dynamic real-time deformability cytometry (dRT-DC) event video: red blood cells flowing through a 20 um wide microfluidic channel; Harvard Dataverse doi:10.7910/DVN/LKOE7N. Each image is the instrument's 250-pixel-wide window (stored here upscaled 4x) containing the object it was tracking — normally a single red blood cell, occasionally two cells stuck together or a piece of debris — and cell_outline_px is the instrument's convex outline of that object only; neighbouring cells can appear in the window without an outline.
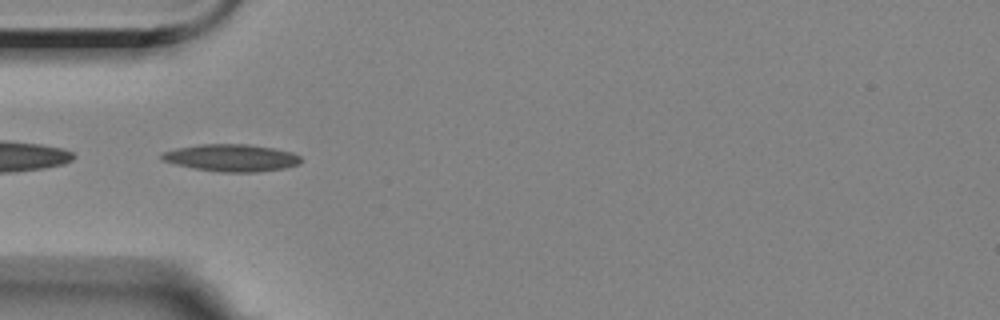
{"species": "Egyptian fruit bat (a non-hibernating species)", "species_latin": "Rousettus aegyptiacus", "temperature_condition": "room temperature", "stored_images_in_passage": 41, "camera_frame_rate_fps": 3000, "um_per_image_px": 0.085, "animal": {"sex": "female"}, "frame": {"image": 1, "passage_image": 1, "time_ms": 0.0, "image_size_px": [1000, 320], "cell_outline_px": [[304, 160], [300, 164], [284, 168], [256, 172], [220, 172], [192, 168], [160, 160], [160, 152], [176, 148], [200, 144], [248, 144], [272, 148], [292, 152], [300, 156]], "centroid_in_image_um": [19.65, 13.41], "position_along_channel_um": 65.3, "area_um2": 22.25}}
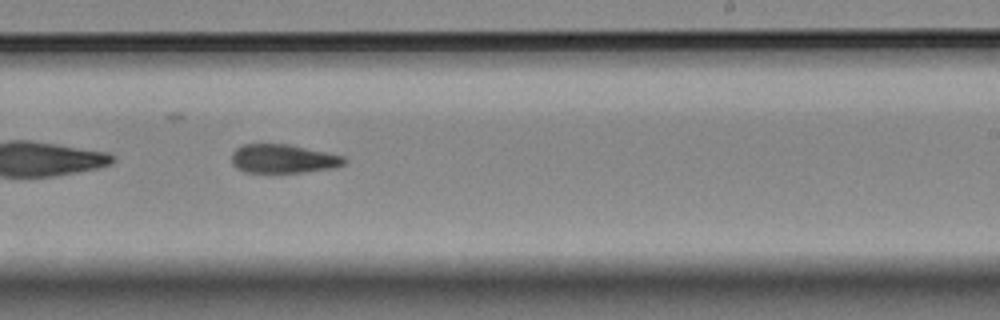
{"frame": {"image": 2, "passage_image": 18, "time_ms": 5.667, "image_size_px": [1000, 320], "cell_outline_px": [[348, 160], [344, 164], [336, 168], [304, 172], [244, 172], [236, 168], [232, 164], [232, 152], [236, 148], [244, 144], [288, 144], [344, 156]], "centroid_in_image_um": [24.08, 13.5], "position_along_channel_um": 264.9, "area_um2": 18.96}}
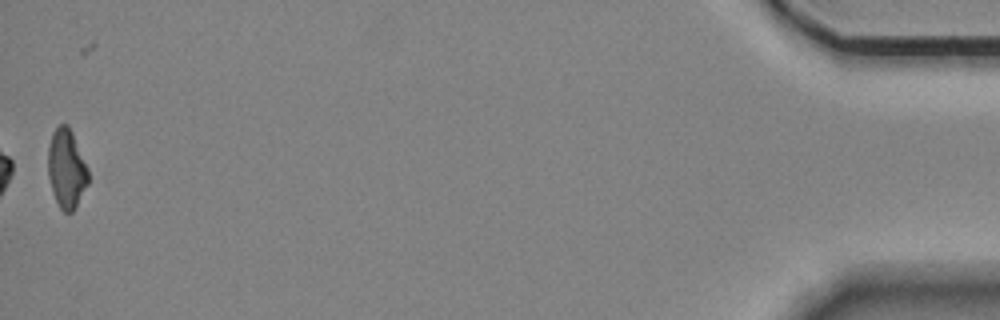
{"frame": {"image": 3, "passage_image": 40, "time_ms": 13.0, "image_size_px": [1000, 320], "cell_outline_px": [[88, 184], [72, 212], [64, 212], [60, 208], [52, 192], [48, 176], [48, 148], [52, 132], [60, 124], [68, 124], [72, 132], [88, 168]], "centroid_in_image_um": [5.64, 14.32], "position_along_channel_um": 429.6, "area_um2": 18.44}, "authors_computed_cell_mechanics": {"area_um2": 19.4786, "velocity_mm_per_s": 3.5146, "shape_relaxation_time_tau1_ms": 8.4122, "shape_relaxation_time_tau2_ms": 6.4618, "deformation_change_tau1": 0.2068, "deformation_change_tau2": 0.1488}}